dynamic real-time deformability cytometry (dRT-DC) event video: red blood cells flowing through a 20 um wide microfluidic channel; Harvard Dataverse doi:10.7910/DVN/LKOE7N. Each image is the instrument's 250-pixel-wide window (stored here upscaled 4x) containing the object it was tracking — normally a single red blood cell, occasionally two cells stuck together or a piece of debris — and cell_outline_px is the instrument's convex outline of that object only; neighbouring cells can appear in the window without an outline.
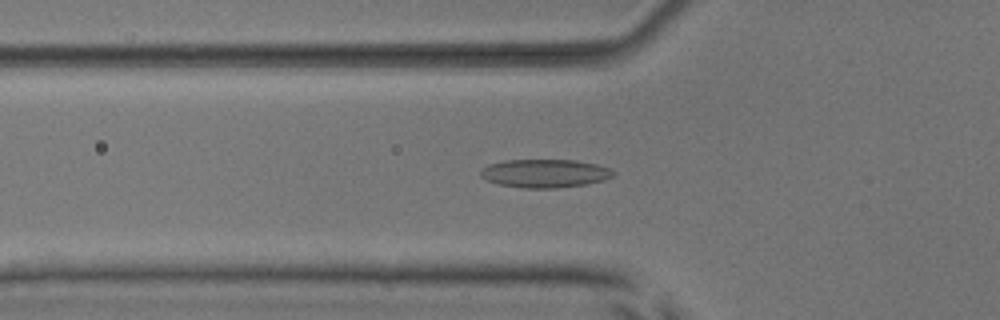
{"species": "common noctule bat (a hibernating species)", "species_latin": "Nyctalus noctula", "temperature_condition": "room temperature", "stored_images_in_passage": 49, "camera_frame_rate_fps": 3000, "um_per_image_px": 0.085, "animal": {"sex": "male", "body_mass_g": 17.9, "forearm_length_mm": 54.2}, "frame": {"image": 1, "passage_image": 19, "time_ms": 6.0, "image_size_px": [1000, 320], "cell_outline_px": [[616, 172], [612, 176], [604, 180], [588, 184], [556, 188], [524, 188], [500, 184], [488, 180], [480, 176], [480, 172], [488, 164], [504, 160], [576, 160], [596, 164], [612, 168]], "centroid_in_image_um": [46.36, 14.73], "position_along_channel_um": 79.4, "area_um2": 21.96}}
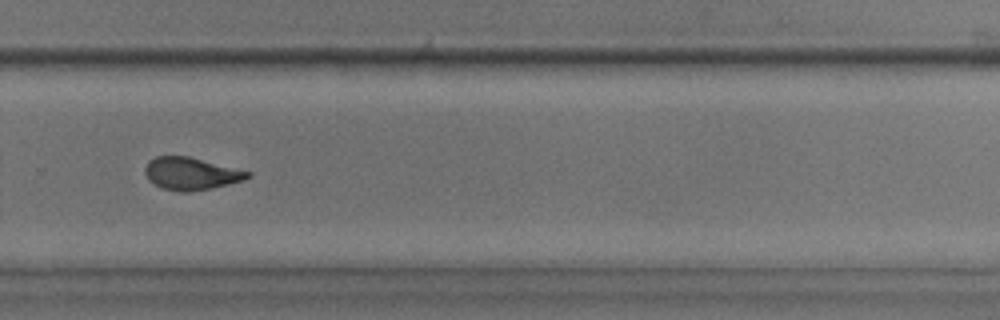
{"frame": {"image": 2, "passage_image": 37, "time_ms": 12.0, "image_size_px": [1000, 320], "cell_outline_px": [[252, 176], [244, 180], [212, 188], [188, 192], [184, 192], [164, 188], [148, 180], [144, 172], [144, 168], [148, 160], [156, 156], [188, 156], [252, 172]], "centroid_in_image_um": [16.24, 14.75], "position_along_channel_um": 313.6, "area_um2": 19.36}}
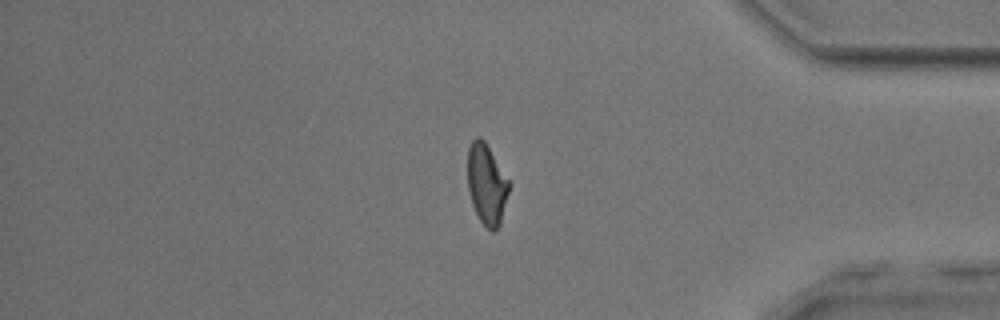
{"frame": {"image": 3, "passage_image": 45, "time_ms": 14.667, "image_size_px": [1000, 320], "cell_outline_px": [[512, 184], [500, 224], [492, 232], [480, 220], [472, 204], [468, 188], [468, 148], [472, 140], [476, 136], [480, 136], [484, 140]], "centroid_in_image_um": [41.39, 15.64], "position_along_channel_um": 393.8, "area_um2": 19.54}, "authors_computed_cell_mechanics": {"area_um2": 20.1144, "velocity_mm_per_s": 3.9053, "shape_relaxation_time_tau1_ms": 7.3315, "shape_relaxation_time_tau2_ms": 2.0414, "deformation_change_tau1": 0.1891, "deformation_change_tau2": 0.0896}}